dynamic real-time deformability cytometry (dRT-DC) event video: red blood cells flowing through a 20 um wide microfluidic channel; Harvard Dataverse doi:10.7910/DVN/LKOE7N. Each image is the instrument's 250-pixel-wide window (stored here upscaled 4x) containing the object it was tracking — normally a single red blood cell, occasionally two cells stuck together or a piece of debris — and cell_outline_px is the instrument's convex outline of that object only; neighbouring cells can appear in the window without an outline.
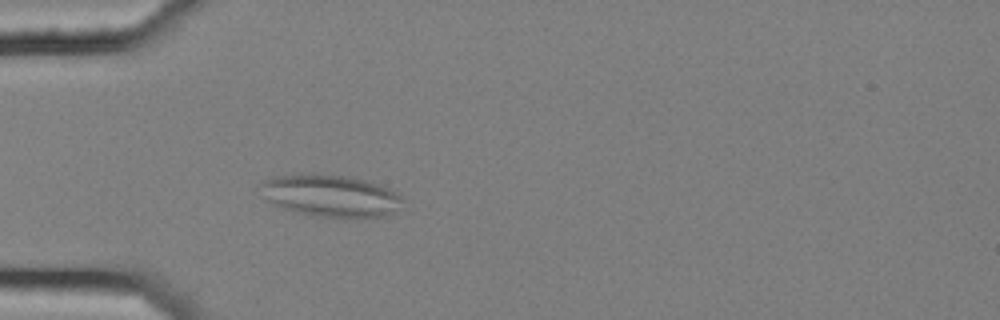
{"species": "common noctule bat (a hibernating species)", "species_latin": "Nyctalus noctula", "temperature_condition": "cold", "stored_images_in_passage": 4, "camera_frame_rate_fps": 3000, "um_per_image_px": 0.085, "animal": {"sex": "female", "body_mass_g": 25.1}, "frame": {"image": 1, "passage_image": 4, "time_ms": 1.0, "image_size_px": [1000, 320], "cell_outline_px": [[400, 200], [392, 212], [388, 216], [312, 216], [284, 208], [272, 204], [268, 200], [260, 184], [264, 180], [276, 176], [304, 172], [312, 172], [352, 176], [388, 188], [396, 192], [400, 196]], "centroid_in_image_um": [28.03, 16.58], "position_along_channel_um": 57.0, "area_um2": 34.33}}